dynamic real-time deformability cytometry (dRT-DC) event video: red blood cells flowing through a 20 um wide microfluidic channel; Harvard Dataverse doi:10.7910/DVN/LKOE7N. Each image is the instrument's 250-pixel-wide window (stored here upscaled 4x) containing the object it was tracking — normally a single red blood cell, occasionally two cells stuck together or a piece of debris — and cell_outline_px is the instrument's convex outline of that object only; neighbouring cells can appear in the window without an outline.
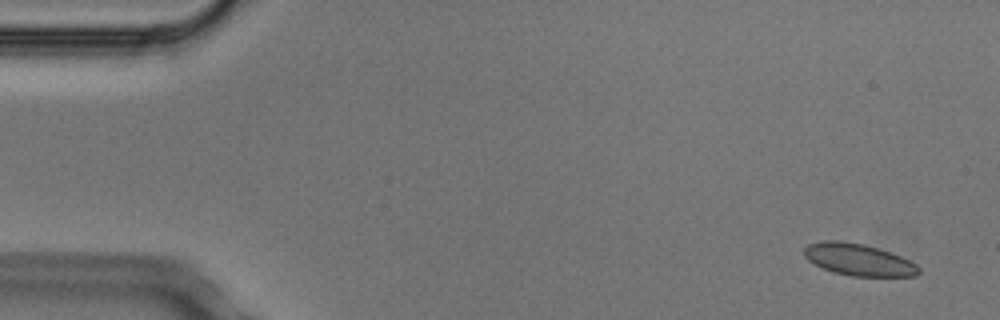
{"species": "Egyptian fruit bat (a non-hibernating species)", "species_latin": "Rousettus aegyptiacus", "temperature_condition": "cold", "stored_images_in_passage": 7, "camera_frame_rate_fps": 3000, "um_per_image_px": 0.085, "animal": {"sex": "male"}, "frame": {"image": 1, "passage_image": 1, "time_ms": 0.0, "image_size_px": [1000, 320], "cell_outline_px": [[920, 272], [916, 276], [852, 276], [832, 272], [808, 260], [804, 256], [804, 248], [808, 244], [824, 240], [840, 240], [864, 244], [900, 256], [916, 264], [920, 268]], "centroid_in_image_um": [72.96, 22.07], "position_along_channel_um": 12.0, "area_um2": 21.15}}
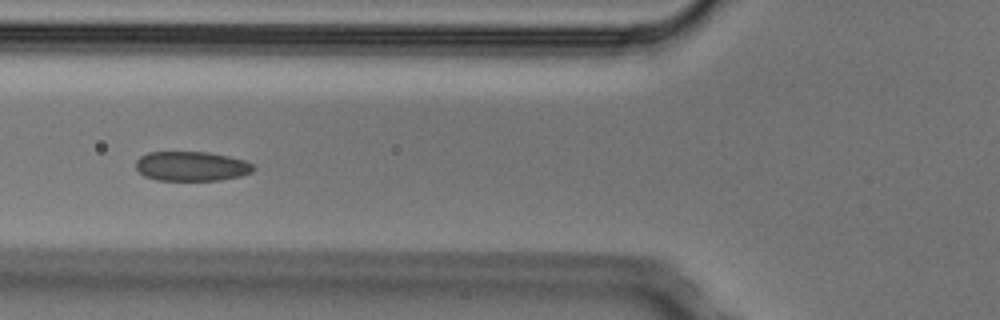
{"frame": {"image": 2, "passage_image": 5, "time_ms": 1.333, "image_size_px": [1000, 320], "cell_outline_px": [[256, 168], [252, 172], [240, 176], [220, 180], [156, 180], [144, 176], [136, 168], [136, 160], [140, 156], [148, 152], [208, 152], [228, 156], [244, 160], [252, 164]], "centroid_in_image_um": [16.27, 14.13], "position_along_channel_um": 109.5, "area_um2": 20.29}}
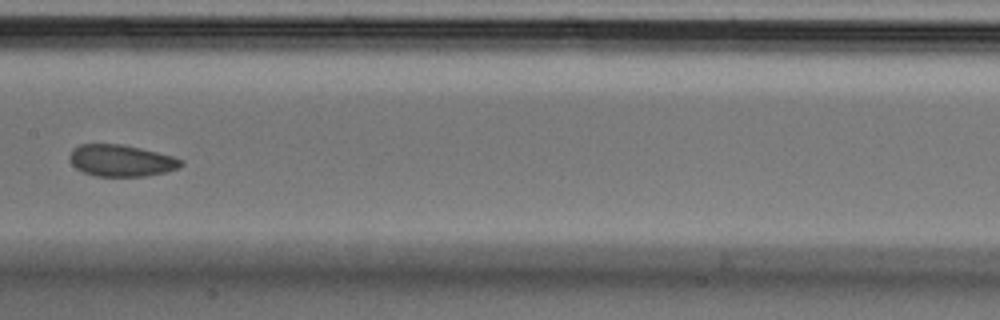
{"frame": {"image": 3, "passage_image": 7, "time_ms": 2.0, "image_size_px": [1000, 320], "cell_outline_px": [[184, 164], [180, 168], [164, 172], [144, 176], [96, 176], [84, 172], [76, 168], [72, 164], [68, 156], [72, 148], [80, 144], [120, 144], [140, 148], [172, 156], [184, 160]], "centroid_in_image_um": [10.29, 13.65], "position_along_channel_um": 197.1, "area_um2": 20.58}}